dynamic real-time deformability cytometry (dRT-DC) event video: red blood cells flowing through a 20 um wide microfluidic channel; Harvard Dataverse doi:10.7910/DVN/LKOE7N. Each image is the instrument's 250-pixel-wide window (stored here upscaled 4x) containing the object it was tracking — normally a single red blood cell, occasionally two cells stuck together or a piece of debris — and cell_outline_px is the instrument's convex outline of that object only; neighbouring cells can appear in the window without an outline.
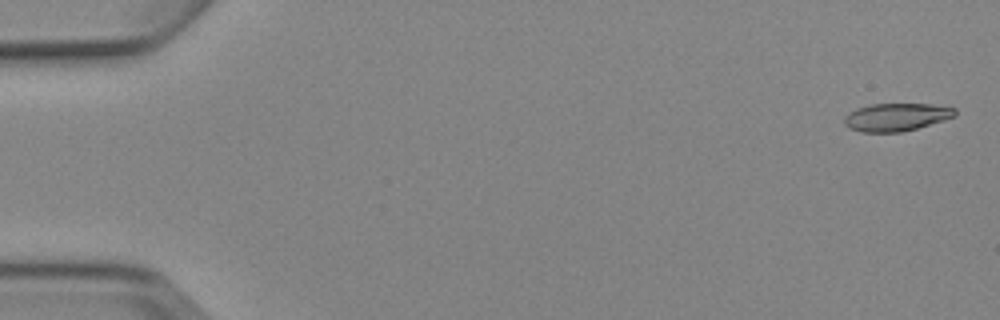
{"species": "Egyptian fruit bat (a non-hibernating species)", "species_latin": "Rousettus aegyptiacus", "temperature_condition": "cold", "stored_images_in_passage": 5, "camera_frame_rate_fps": 3000, "um_per_image_px": 0.085, "animal": {"sex": "female"}, "frame": {"image": 1, "passage_image": 1, "time_ms": 0.0, "image_size_px": [1000, 320], "cell_outline_px": [[956, 116], [944, 120], [916, 128], [900, 132], [860, 132], [848, 128], [844, 124], [844, 116], [856, 108], [872, 104], [928, 104], [956, 108]], "centroid_in_image_um": [76.16, 9.95], "position_along_channel_um": 8.8, "area_um2": 17.92}}
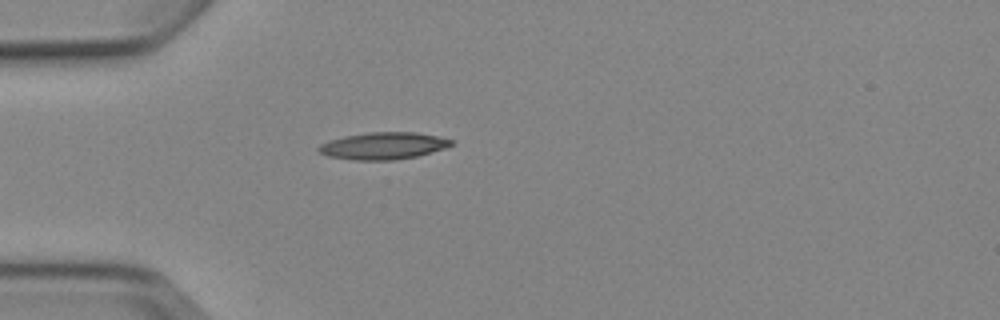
{"frame": {"image": 2, "passage_image": 5, "time_ms": 4.667, "image_size_px": [1000, 320], "cell_outline_px": [[452, 144], [444, 148], [416, 156], [392, 160], [356, 160], [328, 156], [320, 152], [316, 148], [320, 144], [328, 140], [344, 136], [368, 132], [416, 132], [436, 136], [452, 140]], "centroid_in_image_um": [32.52, 12.39], "position_along_channel_um": 52.5, "area_um2": 20.69}}